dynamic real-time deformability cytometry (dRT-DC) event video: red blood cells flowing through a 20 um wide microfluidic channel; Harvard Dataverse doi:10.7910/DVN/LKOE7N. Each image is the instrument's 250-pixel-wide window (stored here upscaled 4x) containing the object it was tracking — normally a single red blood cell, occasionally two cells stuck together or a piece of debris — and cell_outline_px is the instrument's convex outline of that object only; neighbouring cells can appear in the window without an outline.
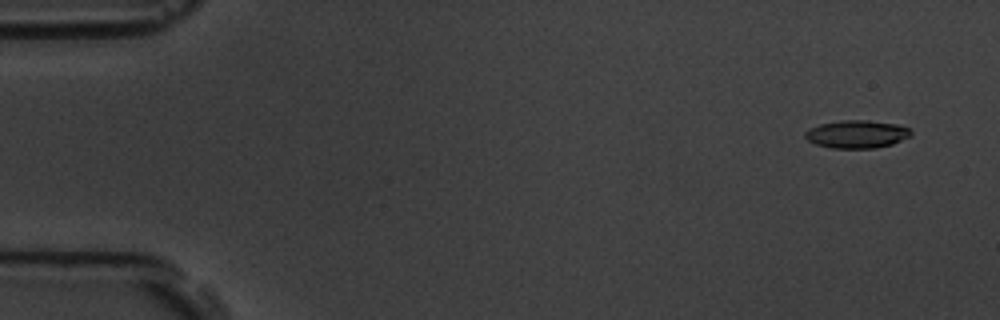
{"species": "common noctule bat (a hibernating species)", "species_latin": "Nyctalus noctula", "temperature_condition": "room temperature", "stored_images_in_passage": 5, "camera_frame_rate_fps": 3000, "um_per_image_px": 0.085, "animal": {"sex": "male", "body_mass_g": 19.5, "forearm_length_mm": 54.6}, "frame": {"image": 1, "passage_image": 1, "time_ms": 0.0, "image_size_px": [1000, 320], "cell_outline_px": [[912, 136], [892, 144], [876, 148], [832, 148], [816, 144], [808, 140], [804, 136], [804, 132], [808, 128], [820, 124], [840, 120], [868, 120], [896, 124], [908, 128], [912, 132]], "centroid_in_image_um": [72.82, 11.4], "position_along_channel_um": 12.2, "area_um2": 17.28}}
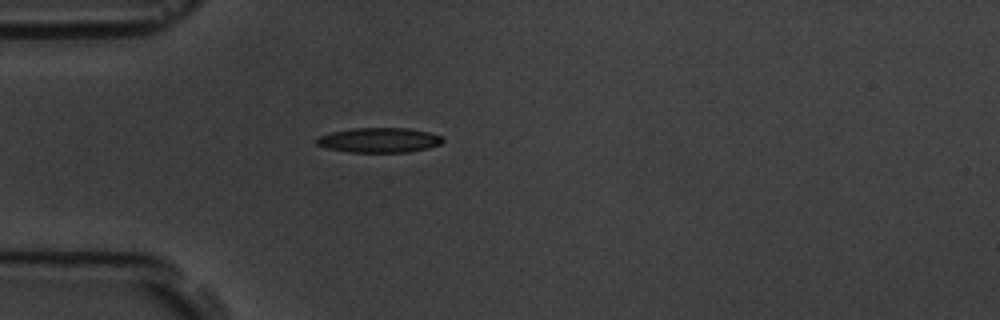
{"frame": {"image": 2, "passage_image": 5, "time_ms": 4.333, "image_size_px": [1000, 320], "cell_outline_px": [[444, 140], [440, 144], [428, 148], [408, 152], [348, 152], [324, 148], [316, 144], [316, 140], [320, 136], [332, 132], [352, 128], [408, 128], [428, 132], [440, 136]], "centroid_in_image_um": [32.2, 11.91], "position_along_channel_um": 52.8, "area_um2": 18.21}}